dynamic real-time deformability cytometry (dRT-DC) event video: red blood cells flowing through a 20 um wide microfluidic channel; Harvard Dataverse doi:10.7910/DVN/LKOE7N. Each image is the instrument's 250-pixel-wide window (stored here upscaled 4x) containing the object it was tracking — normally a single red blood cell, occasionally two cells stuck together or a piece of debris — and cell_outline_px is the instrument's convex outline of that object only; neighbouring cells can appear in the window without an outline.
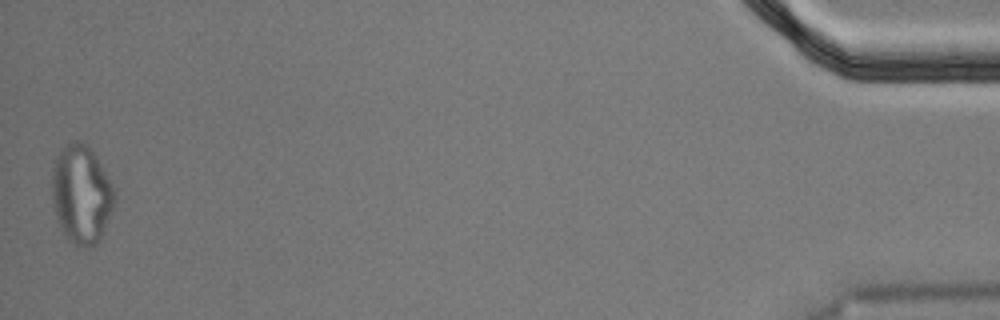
{"species": "Egyptian fruit bat (a non-hibernating species)", "species_latin": "Rousettus aegyptiacus", "temperature_condition": "cold", "stored_images_in_passage": 55, "segment_of_instrument_passage": [2, 2], "camera_frame_rate_fps": 3000, "um_per_image_px": 0.085, "animal": {"sex": "male"}, "frame": {"image": 1, "passage_image": 55, "time_ms": 18.0, "image_size_px": [1000, 320], "cell_outline_px": [[116, 196], [104, 232], [100, 240], [96, 244], [72, 244], [64, 236], [56, 220], [52, 200], [52, 168], [56, 156], [60, 148], [76, 140], [84, 144], [96, 156], [104, 168], [116, 192]], "centroid_in_image_um": [6.9, 16.51], "position_along_channel_um": 428.3, "area_um2": 35.89}}